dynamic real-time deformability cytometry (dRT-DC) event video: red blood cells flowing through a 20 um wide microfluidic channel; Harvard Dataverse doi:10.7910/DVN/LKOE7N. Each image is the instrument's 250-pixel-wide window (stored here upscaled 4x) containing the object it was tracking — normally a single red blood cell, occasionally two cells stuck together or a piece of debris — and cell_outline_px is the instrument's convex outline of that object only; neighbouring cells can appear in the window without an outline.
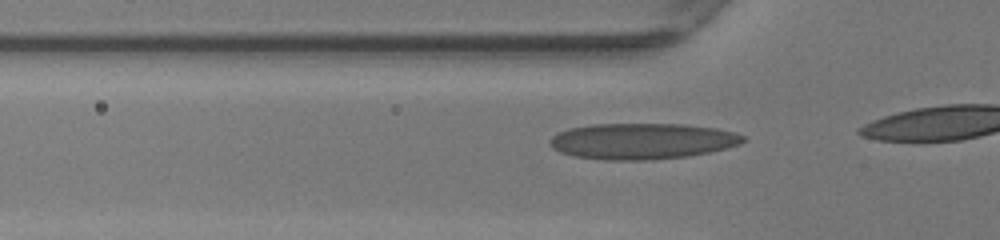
{"species": "human", "species_latin": "Homo sapiens", "temperature_condition": "warm", "stored_images_in_passage": 11, "camera_frame_rate_fps": 3000, "um_per_image_px": 0.085, "donor": {"sex": "female"}, "frame": {"image": 1, "passage_image": 8, "time_ms": 2.333, "image_size_px": [1000, 240], "cell_outline_px": [[744, 140], [740, 144], [708, 152], [688, 156], [648, 160], [604, 160], [576, 156], [560, 152], [552, 148], [548, 144], [548, 140], [556, 132], [568, 128], [592, 124], [684, 124], [716, 128], [736, 132], [744, 136]], "centroid_in_image_um": [54.53, 11.99], "position_along_channel_um": 71.3, "area_um2": 40.69}}